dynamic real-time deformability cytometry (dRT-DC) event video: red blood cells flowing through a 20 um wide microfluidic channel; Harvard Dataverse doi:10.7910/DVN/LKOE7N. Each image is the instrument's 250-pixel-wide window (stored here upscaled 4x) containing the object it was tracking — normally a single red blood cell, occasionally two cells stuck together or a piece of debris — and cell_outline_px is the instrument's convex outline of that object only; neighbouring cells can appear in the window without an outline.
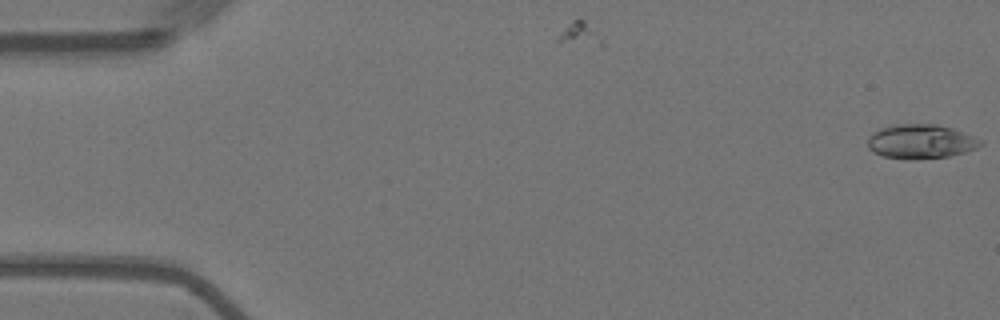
{"species": "Egyptian fruit bat (a non-hibernating species)", "species_latin": "Rousettus aegyptiacus", "temperature_condition": "warm", "stored_images_in_passage": 9, "camera_frame_rate_fps": 3000, "um_per_image_px": 0.085, "animal": {"sex": "female"}, "frame": {"image": 1, "passage_image": 1, "time_ms": 0.0, "image_size_px": [1000, 320], "cell_outline_px": [[984, 144], [976, 148], [964, 152], [948, 156], [912, 160], [908, 160], [884, 156], [872, 152], [868, 148], [868, 136], [880, 128], [892, 124], [936, 124], [952, 128], [984, 140]], "centroid_in_image_um": [78.26, 12.03], "position_along_channel_um": 6.7, "area_um2": 22.72}}